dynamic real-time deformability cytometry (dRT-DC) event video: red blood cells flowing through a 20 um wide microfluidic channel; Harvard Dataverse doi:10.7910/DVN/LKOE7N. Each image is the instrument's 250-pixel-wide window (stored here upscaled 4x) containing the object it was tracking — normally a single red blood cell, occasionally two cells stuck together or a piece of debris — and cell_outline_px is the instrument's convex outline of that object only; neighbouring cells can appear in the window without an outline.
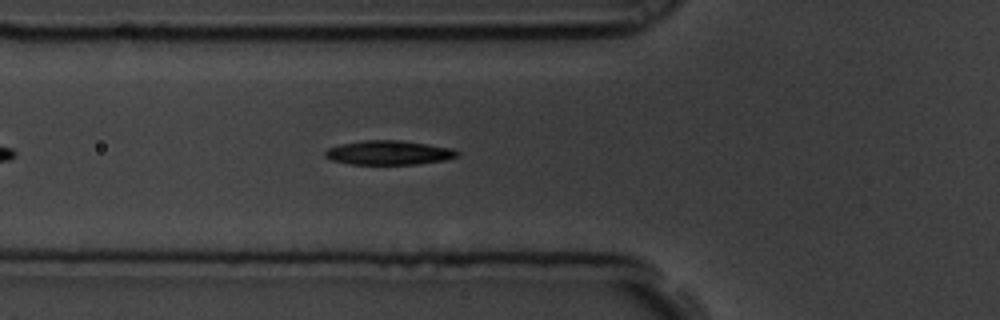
{"species": "common noctule bat (a hibernating species)", "species_latin": "Nyctalus noctula", "temperature_condition": "room temperature", "stored_images_in_passage": 36, "camera_frame_rate_fps": 3000, "um_per_image_px": 0.085, "animal": {"sex": "male", "body_mass_g": 19.5, "forearm_length_mm": 54.6}, "frame": {"image": 1, "passage_image": 9, "time_ms": 2.667, "image_size_px": [1000, 320], "cell_outline_px": [[460, 152], [456, 156], [444, 160], [420, 164], [352, 164], [332, 160], [324, 156], [324, 152], [328, 148], [340, 144], [364, 140], [400, 140], [428, 144], [452, 148]], "centroid_in_image_um": [33.04, 12.97], "position_along_channel_um": 92.8, "area_um2": 18.61}}
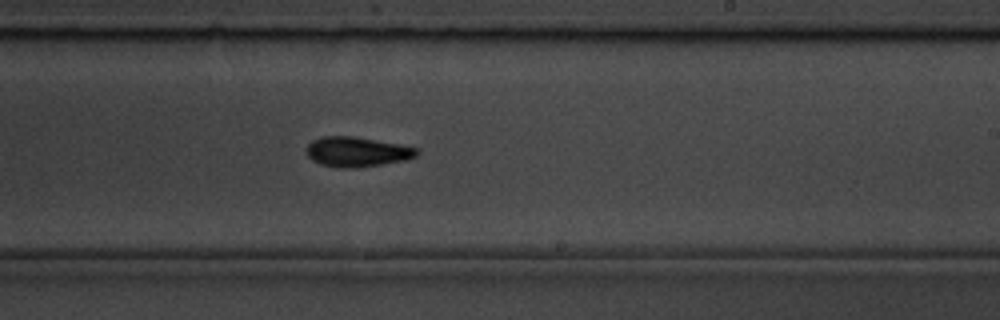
{"frame": {"image": 2, "passage_image": 23, "time_ms": 7.333, "image_size_px": [1000, 320], "cell_outline_px": [[420, 152], [416, 156], [404, 160], [356, 168], [340, 168], [320, 164], [312, 160], [308, 156], [304, 148], [312, 140], [320, 136], [352, 136], [400, 144], [416, 148]], "centroid_in_image_um": [30.29, 12.9], "position_along_channel_um": 258.7, "area_um2": 19.25}}
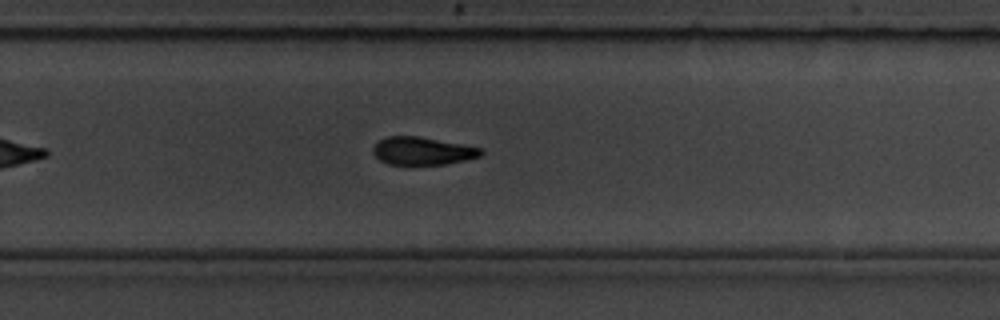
{"frame": {"image": 3, "passage_image": 26, "time_ms": 8.333, "image_size_px": [1000, 320], "cell_outline_px": [[484, 152], [480, 156], [468, 160], [444, 164], [408, 168], [404, 168], [388, 164], [380, 160], [372, 152], [372, 148], [380, 140], [388, 136], [416, 136], [460, 144], [480, 148]], "centroid_in_image_um": [35.86, 12.9], "position_along_channel_um": 293.9, "area_um2": 18.09}, "authors_computed_cell_mechanics": {"area_um2": 18.4671, "velocity_mm_per_s": 3.553, "shape_relaxation_time_tau1_ms": 3.2703, "shape_relaxation_time_tau2_ms": 3.347, "deformation_change_tau1": 0.1489, "deformation_change_tau2": 0.0937}}